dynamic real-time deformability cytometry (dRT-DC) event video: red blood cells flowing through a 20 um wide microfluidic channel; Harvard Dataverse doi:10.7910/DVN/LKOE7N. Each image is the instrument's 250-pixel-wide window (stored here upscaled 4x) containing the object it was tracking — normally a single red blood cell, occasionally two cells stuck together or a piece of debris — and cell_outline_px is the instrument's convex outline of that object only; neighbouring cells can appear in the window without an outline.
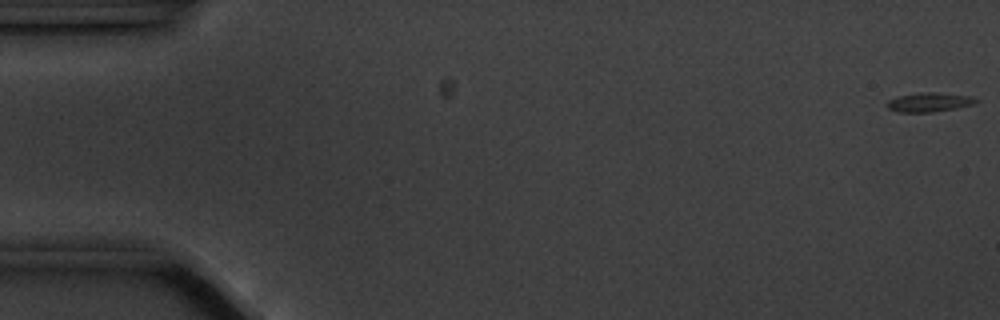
{"species": "common noctule bat (a hibernating species)", "species_latin": "Nyctalus noctula", "temperature_condition": "cold", "stored_images_in_passage": 51, "camera_frame_rate_fps": 3000, "um_per_image_px": 0.085, "animal": {"sex": "male", "body_mass_g": 20.1, "forearm_length_mm": 53.5}, "frame": {"image": 1, "passage_image": 1, "time_ms": 0.0, "image_size_px": [1000, 320], "cell_outline_px": [[980, 100], [972, 104], [956, 108], [932, 112], [896, 112], [888, 108], [884, 104], [888, 100], [896, 96], [920, 92], [936, 92], [968, 96]], "centroid_in_image_um": [78.9, 8.68], "position_along_channel_um": 6.1, "area_um2": 10.0}}
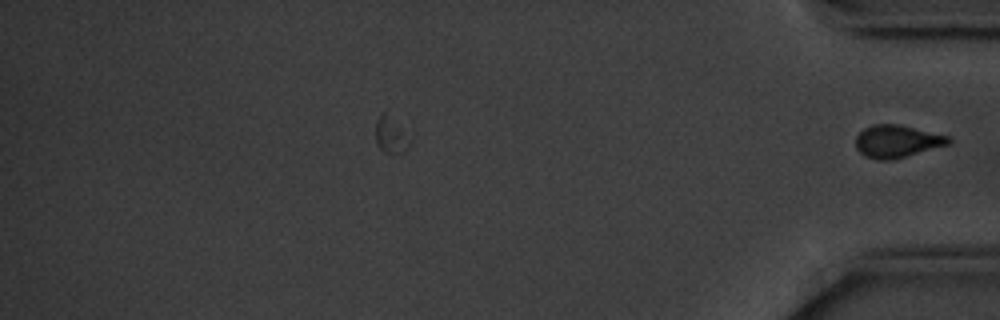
{"frame": {"image": 2, "passage_image": 51, "time_ms": 16.667, "image_size_px": [1000, 320], "cell_outline_px": [[952, 140], [948, 144], [892, 160], [876, 160], [864, 156], [856, 148], [856, 136], [864, 128], [872, 124], [900, 124], [952, 136]], "centroid_in_image_um": [76.25, 12.0], "position_along_channel_um": 359.0, "area_um2": 17.74}}